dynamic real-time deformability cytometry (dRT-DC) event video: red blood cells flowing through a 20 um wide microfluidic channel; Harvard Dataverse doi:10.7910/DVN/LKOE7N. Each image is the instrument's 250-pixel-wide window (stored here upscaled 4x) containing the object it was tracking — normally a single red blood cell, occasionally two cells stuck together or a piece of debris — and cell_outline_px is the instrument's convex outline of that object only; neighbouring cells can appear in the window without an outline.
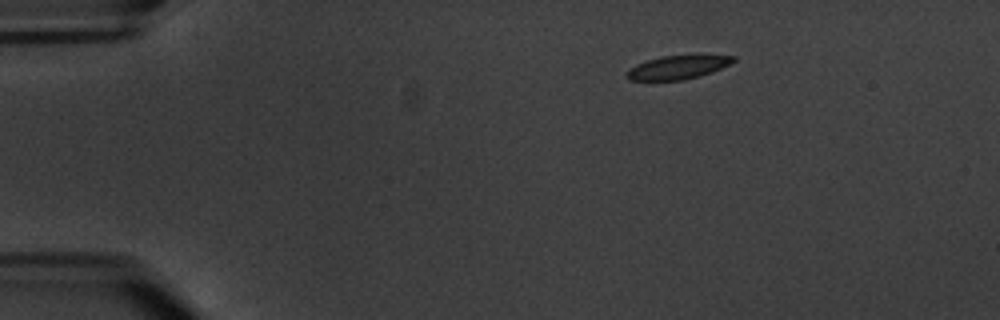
{"species": "common noctule bat (a hibernating species)", "species_latin": "Nyctalus noctula", "temperature_condition": "warm", "stored_images_in_passage": 8, "camera_frame_rate_fps": 3000, "um_per_image_px": 0.085, "animal": {"sex": "male", "body_mass_g": 20.1, "forearm_length_mm": 53.5}, "frame": {"image": 1, "passage_image": 1, "time_ms": 0.0, "image_size_px": [1000, 320], "cell_outline_px": [[736, 60], [732, 64], [712, 72], [700, 76], [684, 80], [628, 80], [624, 76], [636, 64], [660, 56], [700, 52], [736, 56]], "centroid_in_image_um": [57.75, 5.66], "position_along_channel_um": 27.3, "area_um2": 15.55}}
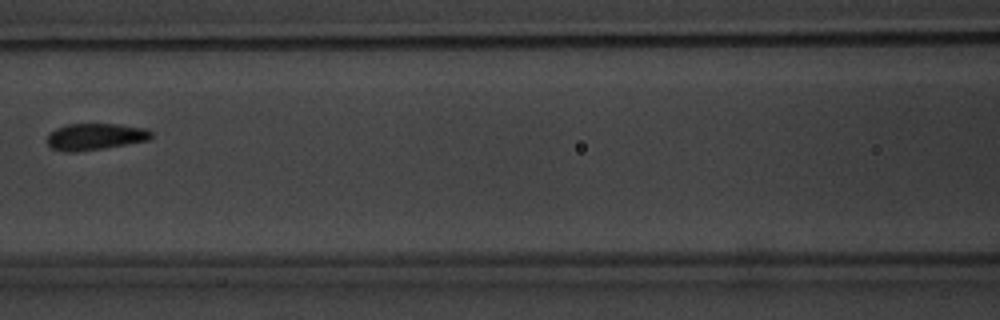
{"frame": {"image": 2, "passage_image": 6, "time_ms": 6.0, "image_size_px": [1000, 320], "cell_outline_px": [[152, 136], [148, 140], [76, 152], [64, 152], [52, 148], [48, 144], [48, 136], [56, 128], [68, 124], [120, 124], [148, 128], [152, 132]], "centroid_in_image_um": [8.11, 11.6], "position_along_channel_um": 158.5, "area_um2": 15.95}}
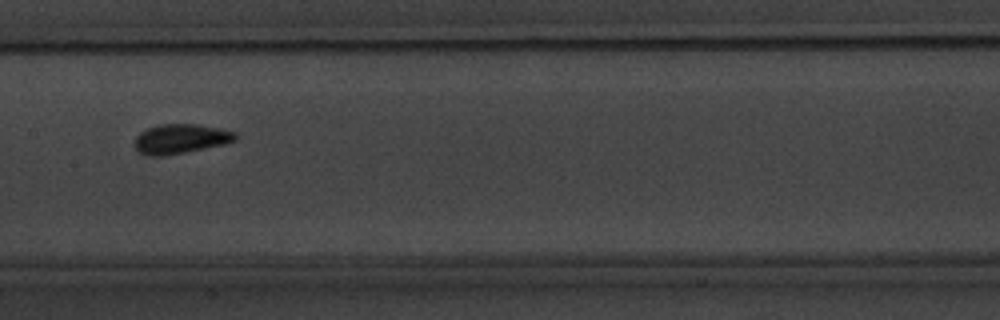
{"frame": {"image": 3, "passage_image": 7, "time_ms": 7.0, "image_size_px": [1000, 320], "cell_outline_px": [[236, 140], [228, 144], [164, 156], [144, 156], [132, 144], [136, 136], [140, 132], [148, 128], [160, 124], [196, 124], [220, 128], [236, 132]], "centroid_in_image_um": [15.34, 11.81], "position_along_channel_um": 192.1, "area_um2": 17.63}}